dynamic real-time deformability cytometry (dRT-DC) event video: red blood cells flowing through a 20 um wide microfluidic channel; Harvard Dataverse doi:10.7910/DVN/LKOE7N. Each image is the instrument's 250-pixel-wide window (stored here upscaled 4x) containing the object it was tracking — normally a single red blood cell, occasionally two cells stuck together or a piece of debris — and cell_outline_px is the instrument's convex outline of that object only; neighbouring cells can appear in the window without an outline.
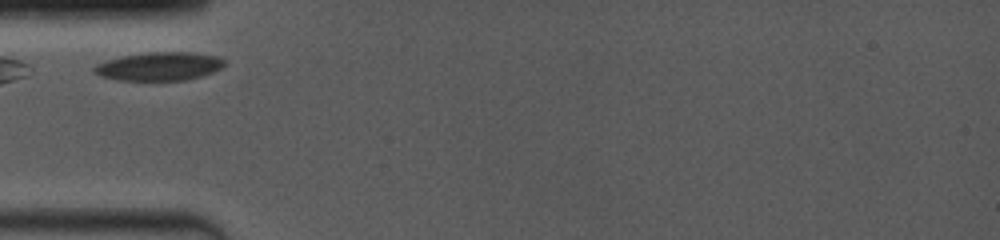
{"species": "common noctule bat (a hibernating species)", "species_latin": "Nyctalus noctula", "temperature_condition": "room temperature", "stored_images_in_passage": 20, "camera_frame_rate_fps": 4000, "um_per_image_px": 0.085, "animal": {"sex": "female", "body_mass_g": 19.0, "forearm_length_mm": 53.3}, "frame": {"image": 1, "passage_image": 2, "time_ms": 0.5, "image_size_px": [1000, 240], "cell_outline_px": [[224, 64], [220, 68], [212, 72], [200, 76], [184, 80], [120, 80], [100, 76], [92, 72], [92, 68], [96, 64], [120, 56], [148, 52], [192, 52], [216, 56], [224, 60]], "centroid_in_image_um": [13.48, 5.63], "position_along_channel_um": 71.5, "area_um2": 21.44}}
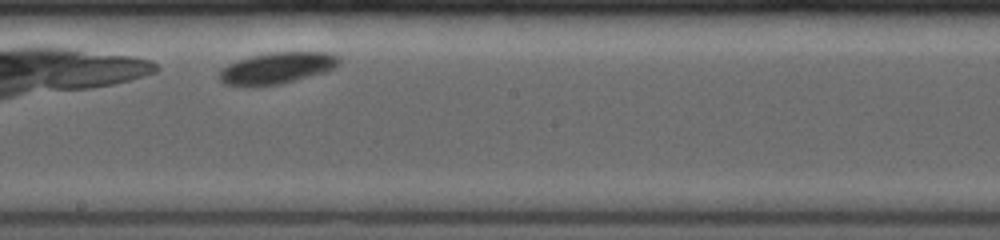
{"frame": {"image": 2, "passage_image": 11, "time_ms": 4.75, "image_size_px": [1000, 240], "cell_outline_px": [[340, 64], [324, 72], [296, 80], [280, 84], [224, 84], [220, 80], [220, 68], [228, 64], [252, 56], [272, 52], [328, 52], [340, 56]], "centroid_in_image_um": [23.61, 5.75], "position_along_channel_um": 224.6, "area_um2": 21.33}}
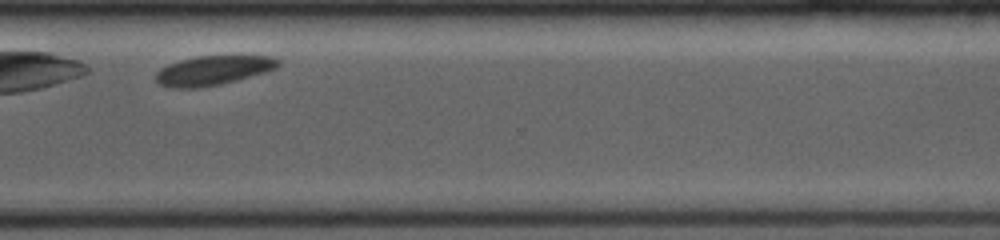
{"frame": {"image": 3, "passage_image": 18, "time_ms": 8.25, "image_size_px": [1000, 240], "cell_outline_px": [[280, 64], [276, 68], [264, 72], [236, 80], [220, 84], [196, 88], [172, 88], [160, 84], [156, 80], [156, 72], [160, 68], [168, 64], [180, 60], [196, 56], [272, 56], [280, 60]], "centroid_in_image_um": [18.09, 5.98], "position_along_channel_um": 352.5, "area_um2": 20.81}, "authors_computed_cell_mechanics": {"area_um2": 21.9351, "velocity_mm_per_s": 3.616, "shape_relaxation_time_tau1_ms": 0.8089, "shape_relaxation_time_tau2_ms": null, "deformation_change_tau1": 0.033, "deformation_change_tau2": null}}